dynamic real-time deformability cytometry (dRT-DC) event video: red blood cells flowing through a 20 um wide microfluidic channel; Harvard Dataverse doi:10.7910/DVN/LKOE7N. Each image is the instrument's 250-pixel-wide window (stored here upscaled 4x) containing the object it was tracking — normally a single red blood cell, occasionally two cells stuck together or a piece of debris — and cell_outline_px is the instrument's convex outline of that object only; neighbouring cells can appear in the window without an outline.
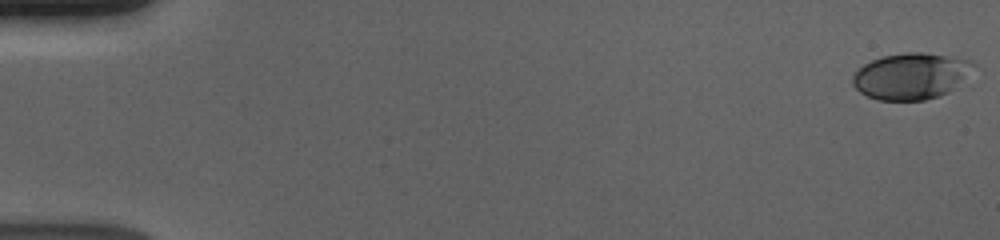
{"species": "human", "species_latin": "Homo sapiens", "temperature_condition": "cold", "stored_images_in_passage": 57, "camera_frame_rate_fps": 3000, "um_per_image_px": 0.085, "donor": {"sex": "male"}, "frame": {"image": 1, "passage_image": 1, "time_ms": 0.0, "image_size_px": [1000, 240], "cell_outline_px": [[976, 64], [948, 92], [940, 96], [924, 100], [876, 100], [860, 92], [852, 84], [852, 76], [864, 64], [872, 60], [884, 56], [908, 52], [924, 52], [960, 56], [972, 60]], "centroid_in_image_um": [77.43, 6.45], "position_along_channel_um": 7.6, "area_um2": 32.48}}
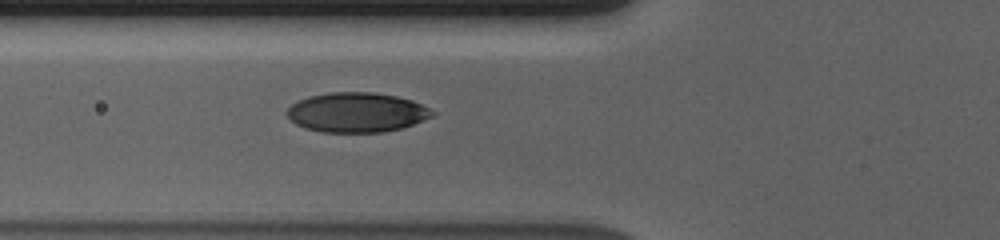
{"frame": {"image": 2, "passage_image": 22, "time_ms": 7.0, "image_size_px": [1000, 240], "cell_outline_px": [[436, 116], [400, 128], [384, 132], [320, 132], [304, 128], [296, 124], [284, 112], [292, 104], [308, 96], [328, 92], [376, 92], [396, 96], [412, 100], [436, 112]], "centroid_in_image_um": [30.32, 9.55], "position_along_channel_um": 95.5, "area_um2": 33.76}}
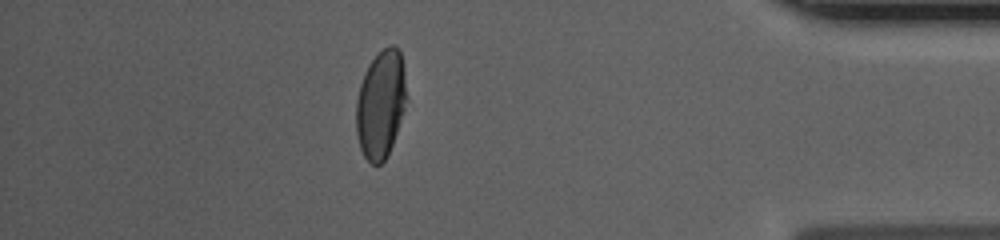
{"frame": {"image": 3, "passage_image": 50, "time_ms": 16.333, "image_size_px": [1000, 240], "cell_outline_px": [[408, 96], [388, 156], [380, 164], [372, 164], [364, 156], [360, 148], [356, 132], [356, 100], [360, 84], [364, 72], [368, 64], [388, 44], [396, 44], [400, 52], [404, 68]], "centroid_in_image_um": [32.37, 8.83], "position_along_channel_um": 402.8, "area_um2": 31.91}, "authors_computed_cell_mechanics": {"area_um2": 32.7726, "velocity_mm_per_s": 3.6913, "shape_relaxation_time_tau1_ms": 4.5169, "shape_relaxation_time_tau2_ms": null, "deformation_change_tau1": 0.1629, "deformation_change_tau2": null}}